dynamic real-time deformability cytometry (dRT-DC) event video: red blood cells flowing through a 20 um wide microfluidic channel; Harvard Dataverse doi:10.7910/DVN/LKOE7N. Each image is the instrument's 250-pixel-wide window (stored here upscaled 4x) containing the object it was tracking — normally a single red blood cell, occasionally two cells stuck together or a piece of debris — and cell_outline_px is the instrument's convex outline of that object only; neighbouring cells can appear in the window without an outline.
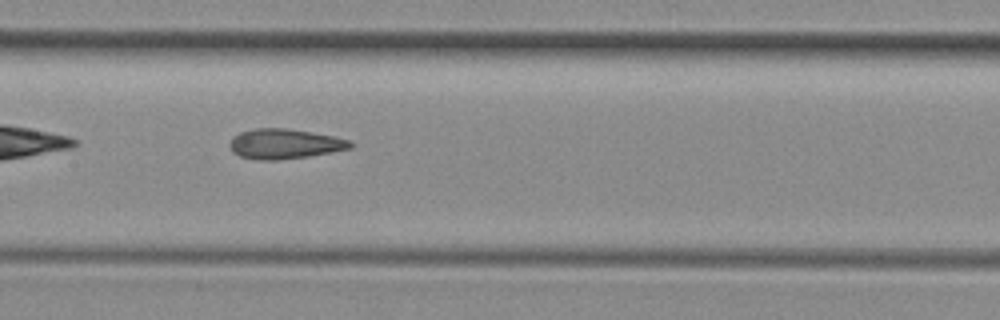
{"species": "common noctule bat (a hibernating species)", "species_latin": "Nyctalus noctula", "temperature_condition": "room temperature", "stored_images_in_passage": 34, "camera_frame_rate_fps": 3000, "um_per_image_px": 0.085, "animal": {"sex": "female", "body_mass_g": 29.2, "forearm_length_mm": 56.3}, "frame": {"image": 1, "passage_image": 10, "time_ms": 3.0, "image_size_px": [1000, 320], "cell_outline_px": [[352, 148], [332, 152], [308, 156], [280, 160], [260, 160], [240, 156], [232, 152], [228, 144], [232, 136], [240, 132], [256, 128], [284, 128], [336, 136], [352, 140]], "centroid_in_image_um": [24.19, 12.23], "position_along_channel_um": 183.2, "area_um2": 21.21}, "authors_computed_cell_mechanics": {"area_um2": 20.7213, "velocity_mm_per_s": 4.0941, "shape_relaxation_time_tau1_ms": null, "shape_relaxation_time_tau2_ms": 2.2773, "deformation_change_tau1": null, "deformation_change_tau2": 0.1224}}